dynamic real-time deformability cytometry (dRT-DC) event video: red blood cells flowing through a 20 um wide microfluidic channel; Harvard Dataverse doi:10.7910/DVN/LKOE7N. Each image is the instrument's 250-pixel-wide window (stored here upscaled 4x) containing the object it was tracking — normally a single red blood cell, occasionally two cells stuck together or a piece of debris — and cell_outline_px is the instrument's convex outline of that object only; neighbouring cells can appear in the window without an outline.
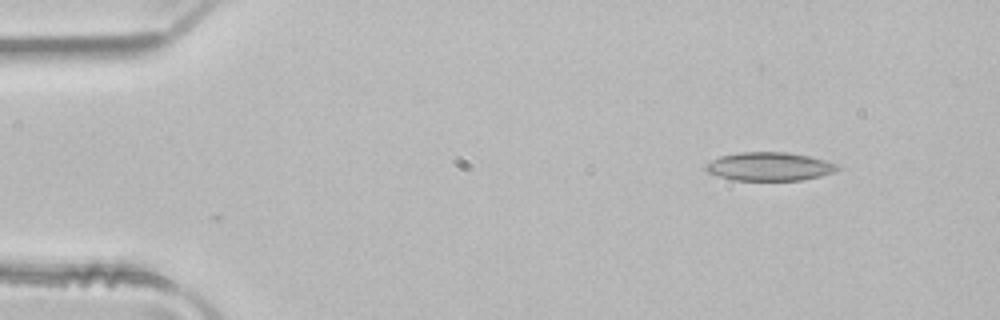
{"species": "common noctule bat (a hibernating species)", "species_latin": "Nyctalus noctula", "temperature_condition": "room temperature", "stored_images_in_passage": 3, "camera_frame_rate_fps": 3000, "um_per_image_px": 0.085, "animal": {"sex": "male", "body_mass_g": 21.5, "forearm_length_mm": 52.0}, "frame": {"image": 1, "passage_image": 1, "time_ms": 0.0, "image_size_px": [1000, 320], "cell_outline_px": [[840, 168], [836, 172], [804, 180], [732, 180], [708, 172], [704, 168], [704, 164], [720, 156], [740, 152], [784, 152], [808, 156], [840, 164]], "centroid_in_image_um": [65.42, 14.15], "position_along_channel_um": 19.6, "area_um2": 21.91}}
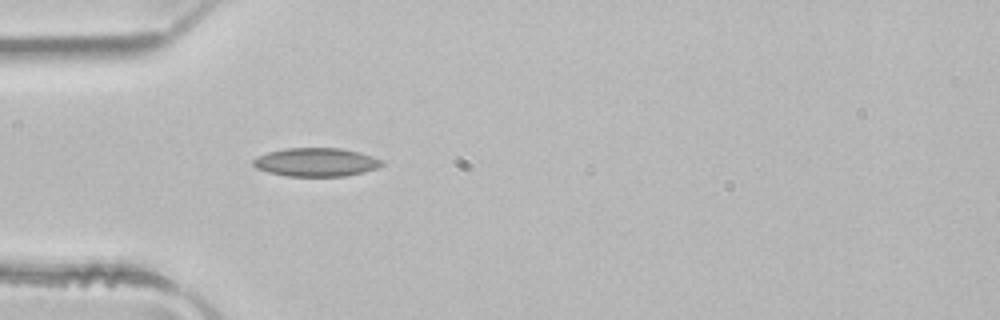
{"frame": {"image": 2, "passage_image": 3, "time_ms": 0.667, "image_size_px": [1000, 320], "cell_outline_px": [[384, 164], [376, 168], [364, 172], [344, 176], [288, 176], [268, 172], [256, 168], [252, 164], [252, 160], [256, 156], [268, 152], [284, 148], [340, 148], [360, 152], [384, 160]], "centroid_in_image_um": [26.86, 13.78], "position_along_channel_um": 58.1, "area_um2": 21.5}}